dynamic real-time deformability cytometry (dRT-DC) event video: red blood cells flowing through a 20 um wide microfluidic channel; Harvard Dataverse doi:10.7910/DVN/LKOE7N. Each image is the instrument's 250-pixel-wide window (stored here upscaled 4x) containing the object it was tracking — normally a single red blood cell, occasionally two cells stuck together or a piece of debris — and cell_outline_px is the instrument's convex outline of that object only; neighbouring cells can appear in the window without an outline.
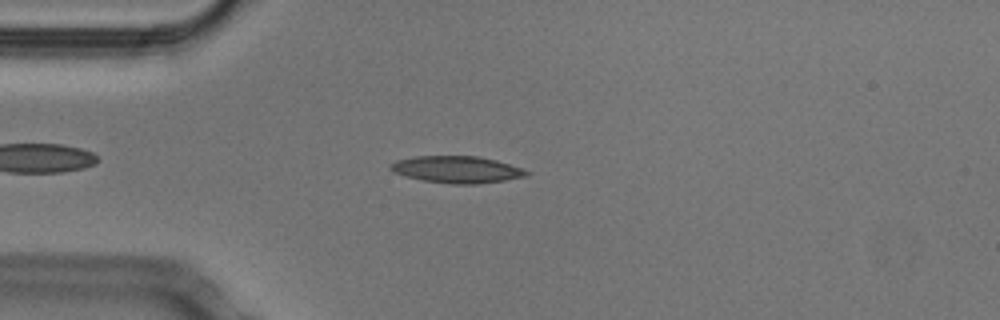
{"species": "Egyptian fruit bat (a non-hibernating species)", "species_latin": "Rousettus aegyptiacus", "temperature_condition": "cold", "stored_images_in_passage": 47, "camera_frame_rate_fps": 3000, "um_per_image_px": 0.085, "animal": {"sex": "male"}, "frame": {"image": 1, "passage_image": 8, "time_ms": 2.333, "image_size_px": [1000, 320], "cell_outline_px": [[532, 172], [528, 176], [504, 180], [476, 184], [452, 184], [424, 180], [392, 172], [388, 168], [388, 164], [396, 160], [416, 156], [480, 156], [496, 160]], "centroid_in_image_um": [38.82, 14.4], "position_along_channel_um": 46.2, "area_um2": 21.27}}
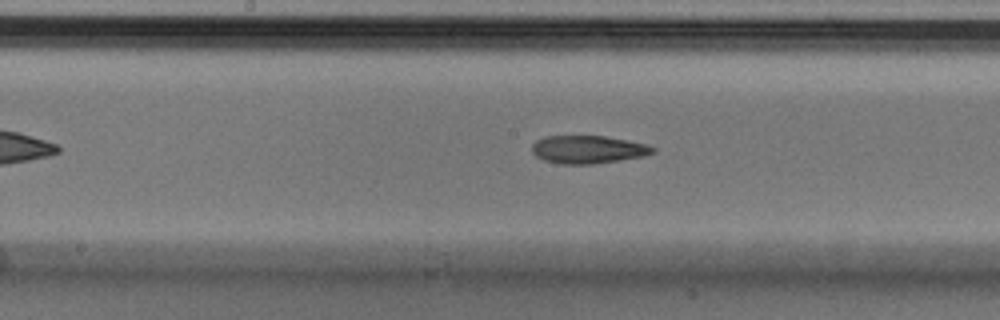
{"frame": {"image": 2, "passage_image": 21, "time_ms": 6.667, "image_size_px": [1000, 320], "cell_outline_px": [[656, 152], [644, 156], [592, 164], [564, 164], [544, 160], [536, 156], [532, 152], [532, 144], [536, 140], [544, 136], [604, 136], [628, 140], [648, 144], [656, 148]], "centroid_in_image_um": [50.0, 12.7], "position_along_channel_um": 198.2, "area_um2": 19.71}}
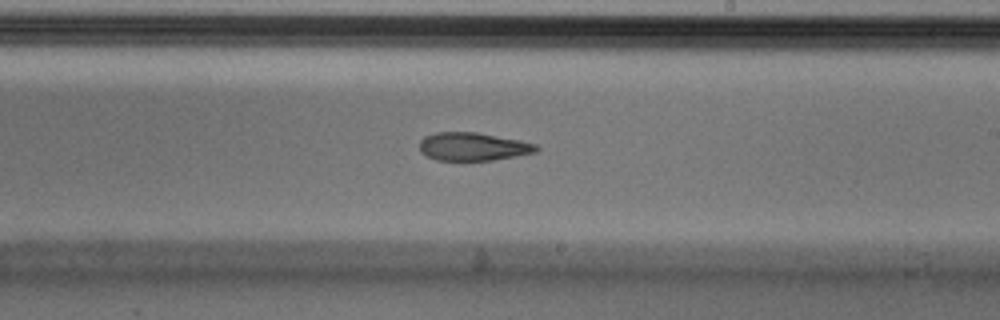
{"frame": {"image": 3, "passage_image": 25, "time_ms": 8.0, "image_size_px": [1000, 320], "cell_outline_px": [[540, 148], [536, 152], [516, 156], [492, 160], [436, 160], [420, 152], [420, 140], [424, 136], [436, 132], [476, 132], [520, 140], [536, 144]], "centroid_in_image_um": [40.2, 12.45], "position_along_channel_um": 248.8, "area_um2": 19.13}, "authors_computed_cell_mechanics": {"area_um2": 20.7502, "velocity_mm_per_s": 3.8066, "shape_relaxation_time_tau1_ms": null, "shape_relaxation_time_tau2_ms": 5.5465, "deformation_change_tau1": null, "deformation_change_tau2": 0.1479}}